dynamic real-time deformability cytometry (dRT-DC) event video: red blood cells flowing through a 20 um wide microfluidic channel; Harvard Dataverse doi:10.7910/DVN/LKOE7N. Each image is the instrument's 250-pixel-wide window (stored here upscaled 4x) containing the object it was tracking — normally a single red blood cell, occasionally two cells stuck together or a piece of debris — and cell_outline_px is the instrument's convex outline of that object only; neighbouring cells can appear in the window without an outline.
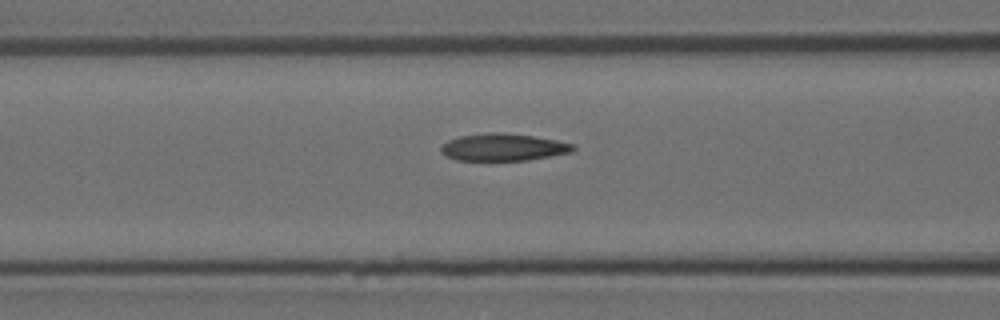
{"species": "Egyptian fruit bat (a non-hibernating species)", "species_latin": "Rousettus aegyptiacus", "temperature_condition": "room temperature", "stored_images_in_passage": 18, "camera_frame_rate_fps": 3000, "um_per_image_px": 0.085, "animal": {"sex": "female"}, "frame": {"image": 1, "passage_image": 16, "time_ms": 5.0, "image_size_px": [1000, 320], "cell_outline_px": [[576, 148], [572, 152], [528, 160], [456, 160], [444, 156], [440, 152], [440, 144], [448, 140], [460, 136], [488, 132], [504, 132], [532, 136], [556, 140], [576, 144]], "centroid_in_image_um": [42.75, 12.51], "position_along_channel_um": 123.9, "area_um2": 21.21}}